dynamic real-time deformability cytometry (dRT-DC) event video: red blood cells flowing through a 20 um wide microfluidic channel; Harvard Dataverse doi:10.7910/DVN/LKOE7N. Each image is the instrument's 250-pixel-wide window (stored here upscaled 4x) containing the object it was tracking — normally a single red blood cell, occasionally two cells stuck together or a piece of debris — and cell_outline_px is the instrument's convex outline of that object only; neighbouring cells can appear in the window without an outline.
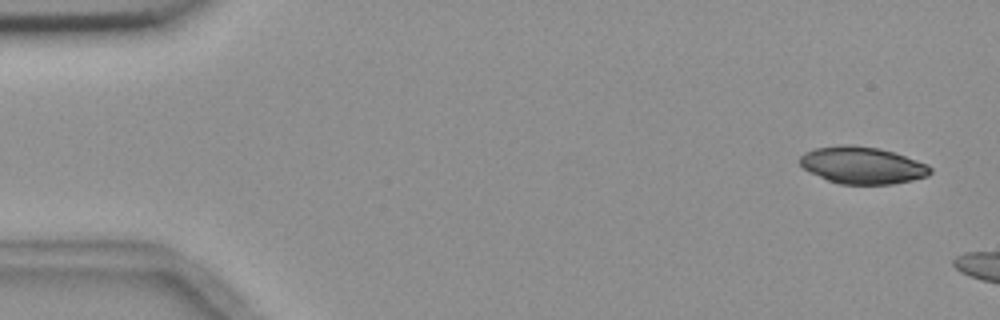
{"species": "common noctule bat (a hibernating species)", "species_latin": "Nyctalus noctula", "temperature_condition": "room temperature", "stored_images_in_passage": 4, "camera_frame_rate_fps": 3000, "um_per_image_px": 0.085, "animal": {"sex": "female", "body_mass_g": 18.4}, "frame": {"image": 1, "passage_image": 1, "time_ms": 0.0, "image_size_px": [1000, 320], "cell_outline_px": [[932, 172], [928, 176], [912, 180], [892, 184], [840, 184], [828, 180], [804, 168], [800, 164], [800, 156], [804, 152], [816, 148], [840, 144], [852, 144], [880, 148], [928, 164], [932, 168]], "centroid_in_image_um": [73.31, 14.04], "position_along_channel_um": 11.7, "area_um2": 28.09}}